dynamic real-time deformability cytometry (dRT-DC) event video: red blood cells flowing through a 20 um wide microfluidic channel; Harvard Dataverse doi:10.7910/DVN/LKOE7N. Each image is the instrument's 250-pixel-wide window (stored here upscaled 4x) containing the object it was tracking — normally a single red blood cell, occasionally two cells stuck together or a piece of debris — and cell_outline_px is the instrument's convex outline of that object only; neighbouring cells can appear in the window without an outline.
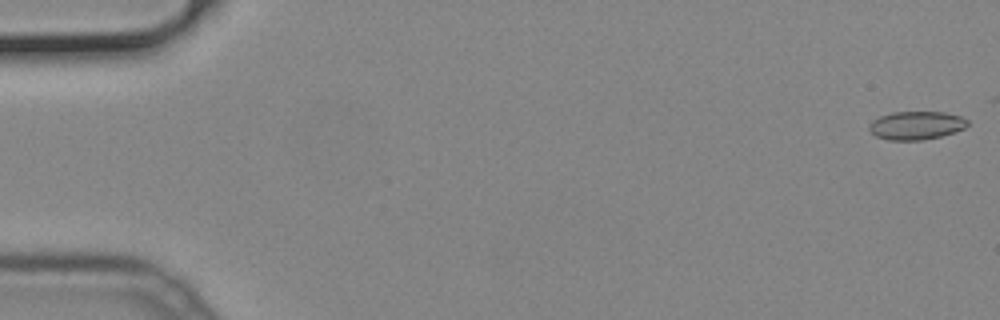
{"species": "common noctule bat (a hibernating species)", "species_latin": "Nyctalus noctula", "temperature_condition": "cold", "stored_images_in_passage": 51, "camera_frame_rate_fps": 3000, "um_per_image_px": 0.085, "animal": {"sex": "male", "body_mass_g": 19.2, "forearm_length_mm": 51.8}, "frame": {"image": 1, "passage_image": 1, "time_ms": 0.0, "image_size_px": [1000, 320], "cell_outline_px": [[968, 124], [964, 128], [940, 136], [920, 140], [888, 140], [876, 136], [868, 128], [872, 120], [880, 116], [892, 112], [944, 112], [960, 116], [968, 120]], "centroid_in_image_um": [77.86, 10.65], "position_along_channel_um": 7.1, "area_um2": 16.07}}
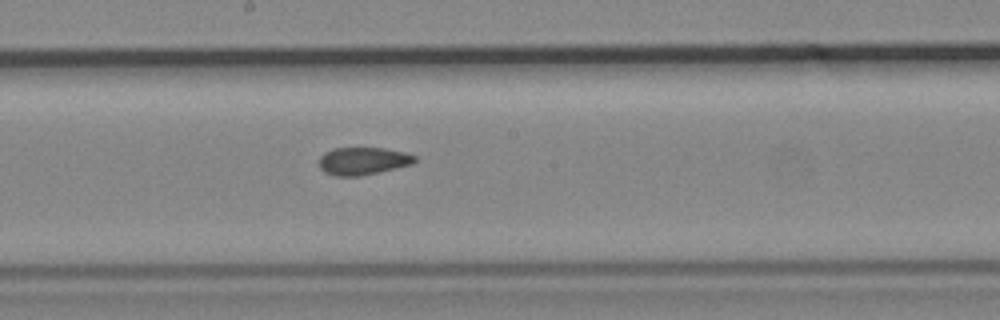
{"frame": {"image": 2, "passage_image": 28, "time_ms": 9.0, "image_size_px": [1000, 320], "cell_outline_px": [[416, 160], [412, 164], [396, 168], [360, 176], [336, 176], [324, 172], [320, 168], [320, 156], [324, 152], [332, 148], [384, 148], [404, 152], [416, 156]], "centroid_in_image_um": [30.84, 13.68], "position_along_channel_um": 217.4, "area_um2": 15.37}}
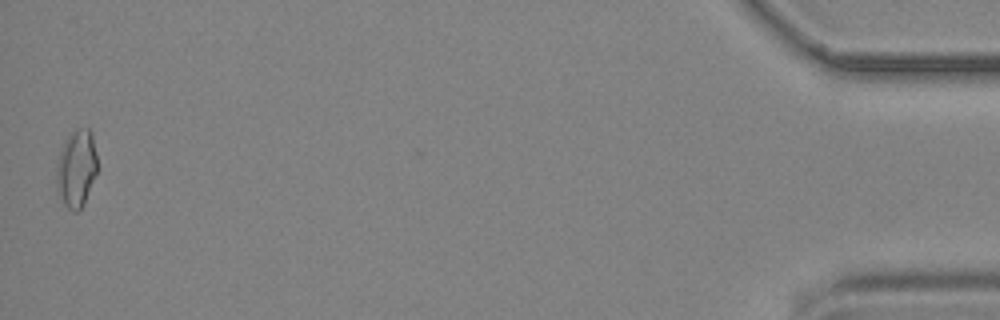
{"frame": {"image": 3, "passage_image": 51, "time_ms": 16.667, "image_size_px": [1000, 320], "cell_outline_px": [[96, 172], [84, 204], [76, 212], [72, 212], [64, 204], [56, 188], [56, 164], [60, 152], [68, 136], [76, 128], [88, 128], [92, 132], [96, 156]], "centroid_in_image_um": [6.48, 14.32], "position_along_channel_um": 428.7, "area_um2": 18.26}}